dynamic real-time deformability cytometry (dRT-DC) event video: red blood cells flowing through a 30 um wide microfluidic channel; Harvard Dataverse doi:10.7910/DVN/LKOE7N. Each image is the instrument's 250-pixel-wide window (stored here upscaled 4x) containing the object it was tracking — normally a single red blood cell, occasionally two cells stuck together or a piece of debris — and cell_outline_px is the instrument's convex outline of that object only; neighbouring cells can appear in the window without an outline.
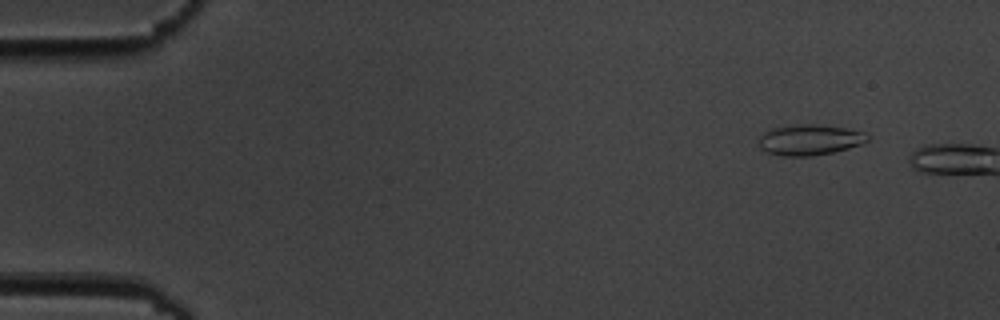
{"species": "common noctule bat (a hibernating species)", "species_latin": "Nyctalus noctula", "temperature_condition": "cold", "stored_images_in_passage": 3, "camera_frame_rate_fps": 3000, "um_per_image_px": 0.085, "animal": {"sex": "male", "body_mass_g": 19.5, "forearm_length_mm": 54.6}, "frame": {"image": 1, "passage_image": 2, "time_ms": 1.0, "image_size_px": [1000, 320], "cell_outline_px": [[868, 140], [860, 144], [848, 148], [832, 152], [812, 156], [784, 156], [768, 152], [760, 148], [756, 140], [764, 132], [772, 128], [796, 124], [816, 124], [844, 128], [864, 132], [868, 136]], "centroid_in_image_um": [68.77, 11.88], "position_along_channel_um": 16.2, "area_um2": 19.36}}